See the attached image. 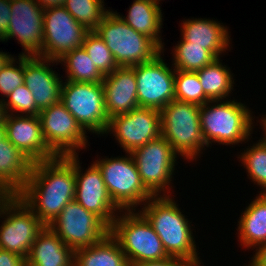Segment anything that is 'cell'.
Returning <instances> with one entry per match:
<instances>
[{
	"instance_id": "obj_1",
	"label": "cell",
	"mask_w": 266,
	"mask_h": 266,
	"mask_svg": "<svg viewBox=\"0 0 266 266\" xmlns=\"http://www.w3.org/2000/svg\"><path fill=\"white\" fill-rule=\"evenodd\" d=\"M74 155L34 162L23 189L17 194L34 214L49 225L74 200Z\"/></svg>"
},
{
	"instance_id": "obj_2",
	"label": "cell",
	"mask_w": 266,
	"mask_h": 266,
	"mask_svg": "<svg viewBox=\"0 0 266 266\" xmlns=\"http://www.w3.org/2000/svg\"><path fill=\"white\" fill-rule=\"evenodd\" d=\"M138 211L155 230L169 256L205 266L197 250L192 221L186 218L173 195L153 196Z\"/></svg>"
},
{
	"instance_id": "obj_3",
	"label": "cell",
	"mask_w": 266,
	"mask_h": 266,
	"mask_svg": "<svg viewBox=\"0 0 266 266\" xmlns=\"http://www.w3.org/2000/svg\"><path fill=\"white\" fill-rule=\"evenodd\" d=\"M235 98L210 100L200 107V124L204 141L234 147L250 143L255 127L251 108Z\"/></svg>"
},
{
	"instance_id": "obj_4",
	"label": "cell",
	"mask_w": 266,
	"mask_h": 266,
	"mask_svg": "<svg viewBox=\"0 0 266 266\" xmlns=\"http://www.w3.org/2000/svg\"><path fill=\"white\" fill-rule=\"evenodd\" d=\"M200 107L174 99L160 110L161 135L189 163L200 160L209 148L201 131Z\"/></svg>"
},
{
	"instance_id": "obj_5",
	"label": "cell",
	"mask_w": 266,
	"mask_h": 266,
	"mask_svg": "<svg viewBox=\"0 0 266 266\" xmlns=\"http://www.w3.org/2000/svg\"><path fill=\"white\" fill-rule=\"evenodd\" d=\"M94 31L106 43L119 67L149 62L163 52L153 39L135 31L112 9Z\"/></svg>"
},
{
	"instance_id": "obj_6",
	"label": "cell",
	"mask_w": 266,
	"mask_h": 266,
	"mask_svg": "<svg viewBox=\"0 0 266 266\" xmlns=\"http://www.w3.org/2000/svg\"><path fill=\"white\" fill-rule=\"evenodd\" d=\"M109 233L118 242L130 266L170 257L155 230L138 210L121 211Z\"/></svg>"
},
{
	"instance_id": "obj_7",
	"label": "cell",
	"mask_w": 266,
	"mask_h": 266,
	"mask_svg": "<svg viewBox=\"0 0 266 266\" xmlns=\"http://www.w3.org/2000/svg\"><path fill=\"white\" fill-rule=\"evenodd\" d=\"M110 158L100 157L94 163L101 170L105 186L121 211L138 210L154 195L144 186L131 153ZM102 158V159H101Z\"/></svg>"
},
{
	"instance_id": "obj_8",
	"label": "cell",
	"mask_w": 266,
	"mask_h": 266,
	"mask_svg": "<svg viewBox=\"0 0 266 266\" xmlns=\"http://www.w3.org/2000/svg\"><path fill=\"white\" fill-rule=\"evenodd\" d=\"M144 186L154 195L174 196L173 185L178 158L168 141L160 137L131 152ZM172 181V182H171Z\"/></svg>"
},
{
	"instance_id": "obj_9",
	"label": "cell",
	"mask_w": 266,
	"mask_h": 266,
	"mask_svg": "<svg viewBox=\"0 0 266 266\" xmlns=\"http://www.w3.org/2000/svg\"><path fill=\"white\" fill-rule=\"evenodd\" d=\"M0 249L27 258L45 224L17 194L9 196L0 208Z\"/></svg>"
},
{
	"instance_id": "obj_10",
	"label": "cell",
	"mask_w": 266,
	"mask_h": 266,
	"mask_svg": "<svg viewBox=\"0 0 266 266\" xmlns=\"http://www.w3.org/2000/svg\"><path fill=\"white\" fill-rule=\"evenodd\" d=\"M60 102L86 132L98 137L105 135L110 118L105 107L102 83L63 80Z\"/></svg>"
},
{
	"instance_id": "obj_11",
	"label": "cell",
	"mask_w": 266,
	"mask_h": 266,
	"mask_svg": "<svg viewBox=\"0 0 266 266\" xmlns=\"http://www.w3.org/2000/svg\"><path fill=\"white\" fill-rule=\"evenodd\" d=\"M48 226L73 251L100 242L110 232V227L99 216L75 200L67 203Z\"/></svg>"
},
{
	"instance_id": "obj_12",
	"label": "cell",
	"mask_w": 266,
	"mask_h": 266,
	"mask_svg": "<svg viewBox=\"0 0 266 266\" xmlns=\"http://www.w3.org/2000/svg\"><path fill=\"white\" fill-rule=\"evenodd\" d=\"M43 138L57 156L77 155L87 149L88 133L59 101L39 112Z\"/></svg>"
},
{
	"instance_id": "obj_13",
	"label": "cell",
	"mask_w": 266,
	"mask_h": 266,
	"mask_svg": "<svg viewBox=\"0 0 266 266\" xmlns=\"http://www.w3.org/2000/svg\"><path fill=\"white\" fill-rule=\"evenodd\" d=\"M162 56L164 51L149 62L131 67L135 71L139 107L161 110L175 99L176 70Z\"/></svg>"
},
{
	"instance_id": "obj_14",
	"label": "cell",
	"mask_w": 266,
	"mask_h": 266,
	"mask_svg": "<svg viewBox=\"0 0 266 266\" xmlns=\"http://www.w3.org/2000/svg\"><path fill=\"white\" fill-rule=\"evenodd\" d=\"M105 134L115 136L123 152L131 153L161 136L160 110L138 107L129 113L115 115L109 119Z\"/></svg>"
},
{
	"instance_id": "obj_15",
	"label": "cell",
	"mask_w": 266,
	"mask_h": 266,
	"mask_svg": "<svg viewBox=\"0 0 266 266\" xmlns=\"http://www.w3.org/2000/svg\"><path fill=\"white\" fill-rule=\"evenodd\" d=\"M88 32L64 6L45 9L41 57L58 61L66 53L82 47Z\"/></svg>"
},
{
	"instance_id": "obj_16",
	"label": "cell",
	"mask_w": 266,
	"mask_h": 266,
	"mask_svg": "<svg viewBox=\"0 0 266 266\" xmlns=\"http://www.w3.org/2000/svg\"><path fill=\"white\" fill-rule=\"evenodd\" d=\"M10 23L5 39H12L22 47L19 55L39 56L43 47L44 10L36 0H10Z\"/></svg>"
},
{
	"instance_id": "obj_17",
	"label": "cell",
	"mask_w": 266,
	"mask_h": 266,
	"mask_svg": "<svg viewBox=\"0 0 266 266\" xmlns=\"http://www.w3.org/2000/svg\"><path fill=\"white\" fill-rule=\"evenodd\" d=\"M81 164L79 154L74 155V200L86 210L95 213L110 227L121 210L112 201L98 166L93 162L83 171Z\"/></svg>"
},
{
	"instance_id": "obj_18",
	"label": "cell",
	"mask_w": 266,
	"mask_h": 266,
	"mask_svg": "<svg viewBox=\"0 0 266 266\" xmlns=\"http://www.w3.org/2000/svg\"><path fill=\"white\" fill-rule=\"evenodd\" d=\"M4 124L8 140L33 163L57 156L43 138L39 116L6 114Z\"/></svg>"
},
{
	"instance_id": "obj_19",
	"label": "cell",
	"mask_w": 266,
	"mask_h": 266,
	"mask_svg": "<svg viewBox=\"0 0 266 266\" xmlns=\"http://www.w3.org/2000/svg\"><path fill=\"white\" fill-rule=\"evenodd\" d=\"M51 64L59 63L39 56L24 55V84L33 94L40 111L57 104L61 97L63 79Z\"/></svg>"
},
{
	"instance_id": "obj_20",
	"label": "cell",
	"mask_w": 266,
	"mask_h": 266,
	"mask_svg": "<svg viewBox=\"0 0 266 266\" xmlns=\"http://www.w3.org/2000/svg\"><path fill=\"white\" fill-rule=\"evenodd\" d=\"M181 38L190 45L203 46L215 58L223 57L226 51L232 50L231 32L225 23L207 18H190L180 23ZM231 47V48H230ZM222 55V56H221Z\"/></svg>"
},
{
	"instance_id": "obj_21",
	"label": "cell",
	"mask_w": 266,
	"mask_h": 266,
	"mask_svg": "<svg viewBox=\"0 0 266 266\" xmlns=\"http://www.w3.org/2000/svg\"><path fill=\"white\" fill-rule=\"evenodd\" d=\"M107 115L109 118L129 113L138 108L135 71L131 67H119L102 81Z\"/></svg>"
},
{
	"instance_id": "obj_22",
	"label": "cell",
	"mask_w": 266,
	"mask_h": 266,
	"mask_svg": "<svg viewBox=\"0 0 266 266\" xmlns=\"http://www.w3.org/2000/svg\"><path fill=\"white\" fill-rule=\"evenodd\" d=\"M33 162L6 137L5 124H0V189L9 196L18 194L29 178Z\"/></svg>"
},
{
	"instance_id": "obj_23",
	"label": "cell",
	"mask_w": 266,
	"mask_h": 266,
	"mask_svg": "<svg viewBox=\"0 0 266 266\" xmlns=\"http://www.w3.org/2000/svg\"><path fill=\"white\" fill-rule=\"evenodd\" d=\"M25 260L26 266H73L74 251L45 225Z\"/></svg>"
},
{
	"instance_id": "obj_24",
	"label": "cell",
	"mask_w": 266,
	"mask_h": 266,
	"mask_svg": "<svg viewBox=\"0 0 266 266\" xmlns=\"http://www.w3.org/2000/svg\"><path fill=\"white\" fill-rule=\"evenodd\" d=\"M252 200L242 210L236 228L239 245L245 251L266 242V193L256 194Z\"/></svg>"
},
{
	"instance_id": "obj_25",
	"label": "cell",
	"mask_w": 266,
	"mask_h": 266,
	"mask_svg": "<svg viewBox=\"0 0 266 266\" xmlns=\"http://www.w3.org/2000/svg\"><path fill=\"white\" fill-rule=\"evenodd\" d=\"M161 6L152 0H133L127 15L119 17L135 31L153 39L165 51L161 30L163 28V14ZM163 41V42H162Z\"/></svg>"
},
{
	"instance_id": "obj_26",
	"label": "cell",
	"mask_w": 266,
	"mask_h": 266,
	"mask_svg": "<svg viewBox=\"0 0 266 266\" xmlns=\"http://www.w3.org/2000/svg\"><path fill=\"white\" fill-rule=\"evenodd\" d=\"M73 266H130L110 233L100 242L74 251Z\"/></svg>"
},
{
	"instance_id": "obj_27",
	"label": "cell",
	"mask_w": 266,
	"mask_h": 266,
	"mask_svg": "<svg viewBox=\"0 0 266 266\" xmlns=\"http://www.w3.org/2000/svg\"><path fill=\"white\" fill-rule=\"evenodd\" d=\"M215 58L210 64L197 71L204 94L210 100H226L231 98L234 90V74L230 67Z\"/></svg>"
},
{
	"instance_id": "obj_28",
	"label": "cell",
	"mask_w": 266,
	"mask_h": 266,
	"mask_svg": "<svg viewBox=\"0 0 266 266\" xmlns=\"http://www.w3.org/2000/svg\"><path fill=\"white\" fill-rule=\"evenodd\" d=\"M61 63L64 79L70 82L102 83L104 75L97 69L83 47H78L66 53L58 60Z\"/></svg>"
},
{
	"instance_id": "obj_29",
	"label": "cell",
	"mask_w": 266,
	"mask_h": 266,
	"mask_svg": "<svg viewBox=\"0 0 266 266\" xmlns=\"http://www.w3.org/2000/svg\"><path fill=\"white\" fill-rule=\"evenodd\" d=\"M172 49L171 63L175 70L197 72L215 59L203 46L190 45L182 38Z\"/></svg>"
},
{
	"instance_id": "obj_30",
	"label": "cell",
	"mask_w": 266,
	"mask_h": 266,
	"mask_svg": "<svg viewBox=\"0 0 266 266\" xmlns=\"http://www.w3.org/2000/svg\"><path fill=\"white\" fill-rule=\"evenodd\" d=\"M249 146L245 147L237 158L241 166L244 165L250 182L261 188L258 193H266V145L257 140Z\"/></svg>"
},
{
	"instance_id": "obj_31",
	"label": "cell",
	"mask_w": 266,
	"mask_h": 266,
	"mask_svg": "<svg viewBox=\"0 0 266 266\" xmlns=\"http://www.w3.org/2000/svg\"><path fill=\"white\" fill-rule=\"evenodd\" d=\"M104 0H65L64 7L87 30L94 31L111 10Z\"/></svg>"
},
{
	"instance_id": "obj_32",
	"label": "cell",
	"mask_w": 266,
	"mask_h": 266,
	"mask_svg": "<svg viewBox=\"0 0 266 266\" xmlns=\"http://www.w3.org/2000/svg\"><path fill=\"white\" fill-rule=\"evenodd\" d=\"M175 100L199 106L210 101L204 94L197 73L181 70L175 72Z\"/></svg>"
},
{
	"instance_id": "obj_33",
	"label": "cell",
	"mask_w": 266,
	"mask_h": 266,
	"mask_svg": "<svg viewBox=\"0 0 266 266\" xmlns=\"http://www.w3.org/2000/svg\"><path fill=\"white\" fill-rule=\"evenodd\" d=\"M82 47L104 76L119 68L112 52L95 31H89L85 35Z\"/></svg>"
},
{
	"instance_id": "obj_34",
	"label": "cell",
	"mask_w": 266,
	"mask_h": 266,
	"mask_svg": "<svg viewBox=\"0 0 266 266\" xmlns=\"http://www.w3.org/2000/svg\"><path fill=\"white\" fill-rule=\"evenodd\" d=\"M6 114L38 116L33 94L25 84L17 87L3 100Z\"/></svg>"
},
{
	"instance_id": "obj_35",
	"label": "cell",
	"mask_w": 266,
	"mask_h": 266,
	"mask_svg": "<svg viewBox=\"0 0 266 266\" xmlns=\"http://www.w3.org/2000/svg\"><path fill=\"white\" fill-rule=\"evenodd\" d=\"M17 56H13L0 70L1 100H4L17 87L24 84V55Z\"/></svg>"
},
{
	"instance_id": "obj_36",
	"label": "cell",
	"mask_w": 266,
	"mask_h": 266,
	"mask_svg": "<svg viewBox=\"0 0 266 266\" xmlns=\"http://www.w3.org/2000/svg\"><path fill=\"white\" fill-rule=\"evenodd\" d=\"M132 266H197L194 262L177 257H168L159 261H147Z\"/></svg>"
},
{
	"instance_id": "obj_37",
	"label": "cell",
	"mask_w": 266,
	"mask_h": 266,
	"mask_svg": "<svg viewBox=\"0 0 266 266\" xmlns=\"http://www.w3.org/2000/svg\"><path fill=\"white\" fill-rule=\"evenodd\" d=\"M10 0H0V42H2L5 37L10 23Z\"/></svg>"
},
{
	"instance_id": "obj_38",
	"label": "cell",
	"mask_w": 266,
	"mask_h": 266,
	"mask_svg": "<svg viewBox=\"0 0 266 266\" xmlns=\"http://www.w3.org/2000/svg\"><path fill=\"white\" fill-rule=\"evenodd\" d=\"M0 266H26V260L16 253L0 249Z\"/></svg>"
},
{
	"instance_id": "obj_39",
	"label": "cell",
	"mask_w": 266,
	"mask_h": 266,
	"mask_svg": "<svg viewBox=\"0 0 266 266\" xmlns=\"http://www.w3.org/2000/svg\"><path fill=\"white\" fill-rule=\"evenodd\" d=\"M253 253L249 264L245 263V266H266V242L258 245Z\"/></svg>"
},
{
	"instance_id": "obj_40",
	"label": "cell",
	"mask_w": 266,
	"mask_h": 266,
	"mask_svg": "<svg viewBox=\"0 0 266 266\" xmlns=\"http://www.w3.org/2000/svg\"><path fill=\"white\" fill-rule=\"evenodd\" d=\"M37 4L43 9L61 7L64 5L65 0H36Z\"/></svg>"
},
{
	"instance_id": "obj_41",
	"label": "cell",
	"mask_w": 266,
	"mask_h": 266,
	"mask_svg": "<svg viewBox=\"0 0 266 266\" xmlns=\"http://www.w3.org/2000/svg\"><path fill=\"white\" fill-rule=\"evenodd\" d=\"M263 116V117H262ZM260 115V119L258 118V120H256L257 121V123L259 122V126H261L262 128V134H263V137H261L259 140L261 141V142H263L265 145H266V114L264 115Z\"/></svg>"
},
{
	"instance_id": "obj_42",
	"label": "cell",
	"mask_w": 266,
	"mask_h": 266,
	"mask_svg": "<svg viewBox=\"0 0 266 266\" xmlns=\"http://www.w3.org/2000/svg\"><path fill=\"white\" fill-rule=\"evenodd\" d=\"M14 55L9 54V52L0 51V70L6 65V63L13 57Z\"/></svg>"
},
{
	"instance_id": "obj_43",
	"label": "cell",
	"mask_w": 266,
	"mask_h": 266,
	"mask_svg": "<svg viewBox=\"0 0 266 266\" xmlns=\"http://www.w3.org/2000/svg\"><path fill=\"white\" fill-rule=\"evenodd\" d=\"M6 116L3 100L0 99V124L4 123Z\"/></svg>"
},
{
	"instance_id": "obj_44",
	"label": "cell",
	"mask_w": 266,
	"mask_h": 266,
	"mask_svg": "<svg viewBox=\"0 0 266 266\" xmlns=\"http://www.w3.org/2000/svg\"><path fill=\"white\" fill-rule=\"evenodd\" d=\"M9 198V195L0 189V208L2 207L3 203Z\"/></svg>"
},
{
	"instance_id": "obj_45",
	"label": "cell",
	"mask_w": 266,
	"mask_h": 266,
	"mask_svg": "<svg viewBox=\"0 0 266 266\" xmlns=\"http://www.w3.org/2000/svg\"><path fill=\"white\" fill-rule=\"evenodd\" d=\"M155 4L159 5L161 1H164V0H152Z\"/></svg>"
}]
</instances>
